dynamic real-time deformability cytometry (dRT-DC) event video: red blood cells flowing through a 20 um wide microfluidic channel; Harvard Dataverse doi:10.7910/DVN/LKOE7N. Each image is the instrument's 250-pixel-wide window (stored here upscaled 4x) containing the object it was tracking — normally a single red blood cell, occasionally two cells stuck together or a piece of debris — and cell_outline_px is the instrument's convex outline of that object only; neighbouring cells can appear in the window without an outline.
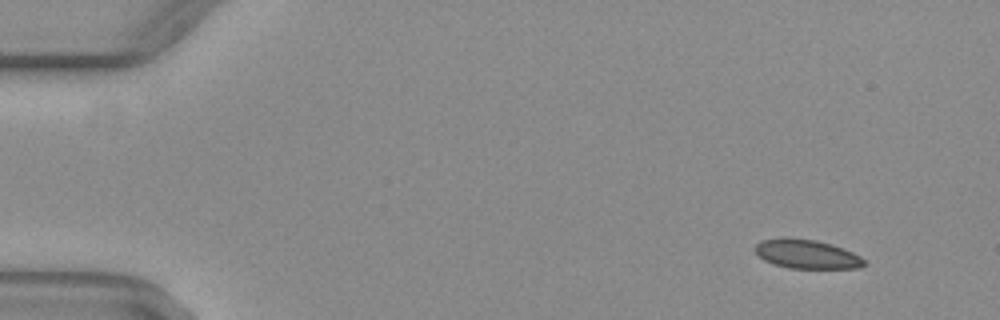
{"species": "common noctule bat (a hibernating species)", "species_latin": "Nyctalus noctula", "temperature_condition": "warm", "stored_images_in_passage": 49, "camera_frame_rate_fps": 3000, "um_per_image_px": 0.085, "animal": {"sex": "female", "body_mass_g": 29.2, "forearm_length_mm": 56.3}, "frame": {"image": 1, "passage_image": 2, "time_ms": 0.333, "image_size_px": [1000, 320], "cell_outline_px": [[868, 264], [860, 268], [788, 268], [772, 264], [764, 260], [752, 248], [760, 240], [780, 236], [788, 236], [816, 240], [832, 244], [844, 248], [860, 256]], "centroid_in_image_um": [68.54, 21.57], "position_along_channel_um": 16.5, "area_um2": 18.96}}
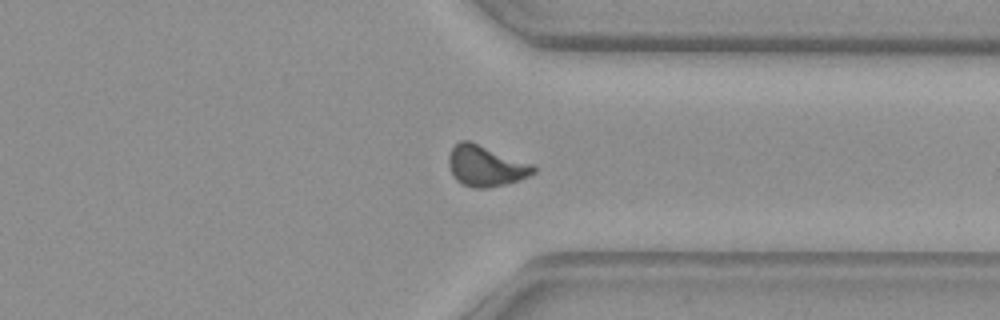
{"frame": {"image": 2, "passage_image": 37, "time_ms": 12.0, "image_size_px": [1000, 320], "cell_outline_px": [[536, 172], [528, 176], [504, 184], [488, 188], [472, 188], [460, 184], [452, 176], [448, 164], [448, 156], [452, 148], [460, 140], [468, 140], [536, 164]], "centroid_in_image_um": [41.28, 14.1], "position_along_channel_um": 370.1, "area_um2": 20.46}}
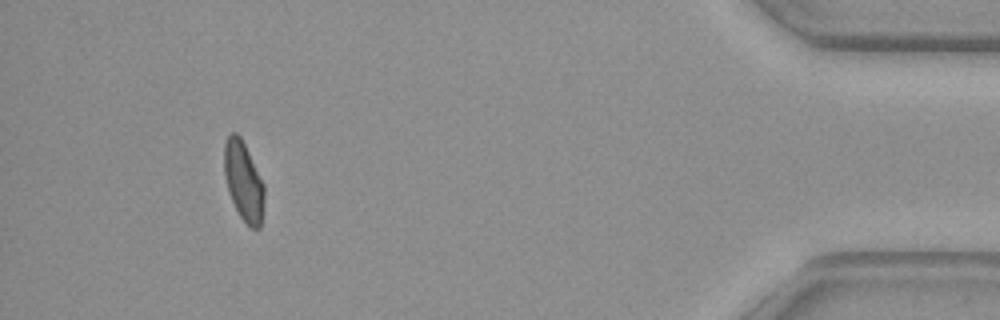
{"frame": {"image": 3, "passage_image": 45, "time_ms": 14.667, "image_size_px": [1000, 320], "cell_outline_px": [[264, 200], [260, 228], [252, 228], [240, 216], [228, 192], [224, 176], [224, 144], [228, 136], [232, 132], [236, 132], [240, 136], [264, 184]], "centroid_in_image_um": [20.69, 15.39], "position_along_channel_um": 414.5, "area_um2": 18.26}, "authors_computed_cell_mechanics": {"area_um2": 19.4786, "velocity_mm_per_s": 4.065, "shape_relaxation_time_tau1_ms": null, "shape_relaxation_time_tau2_ms": 0.8484, "deformation_change_tau1": null, "deformation_change_tau2": 0.0579}}